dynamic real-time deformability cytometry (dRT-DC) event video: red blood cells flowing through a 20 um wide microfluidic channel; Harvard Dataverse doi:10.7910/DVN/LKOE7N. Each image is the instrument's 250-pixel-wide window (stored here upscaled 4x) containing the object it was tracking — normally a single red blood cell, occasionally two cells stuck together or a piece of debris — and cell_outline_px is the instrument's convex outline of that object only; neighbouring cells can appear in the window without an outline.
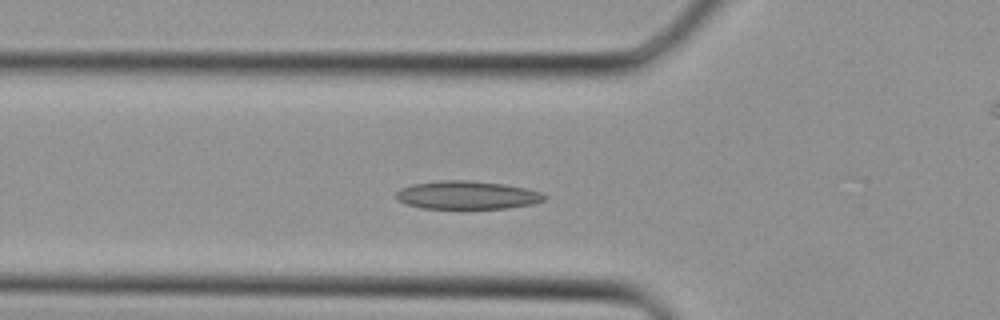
{"species": "Egyptian fruit bat (a non-hibernating species)", "species_latin": "Rousettus aegyptiacus", "temperature_condition": "cold", "stored_images_in_passage": 34, "camera_frame_rate_fps": 3000, "um_per_image_px": 0.085, "animal": {"sex": "female"}, "frame": {"image": 1, "passage_image": 9, "time_ms": 2.667, "image_size_px": [1000, 320], "cell_outline_px": [[548, 196], [544, 200], [532, 204], [508, 208], [424, 208], [408, 204], [396, 200], [396, 192], [400, 188], [412, 184], [440, 180], [472, 180], [504, 184], [524, 188], [540, 192]], "centroid_in_image_um": [39.69, 16.57], "position_along_channel_um": 86.1, "area_um2": 24.33}}
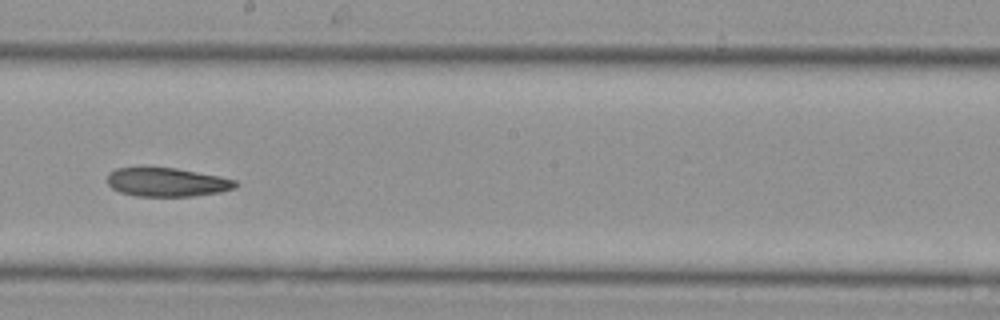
{"frame": {"image": 2, "passage_image": 17, "time_ms": 5.333, "image_size_px": [1000, 320], "cell_outline_px": [[236, 188], [220, 192], [192, 196], [136, 196], [120, 192], [112, 188], [108, 184], [108, 172], [116, 168], [176, 168], [220, 176], [236, 180]], "centroid_in_image_um": [14.19, 15.49], "position_along_channel_um": 234.0, "area_um2": 21.39}}
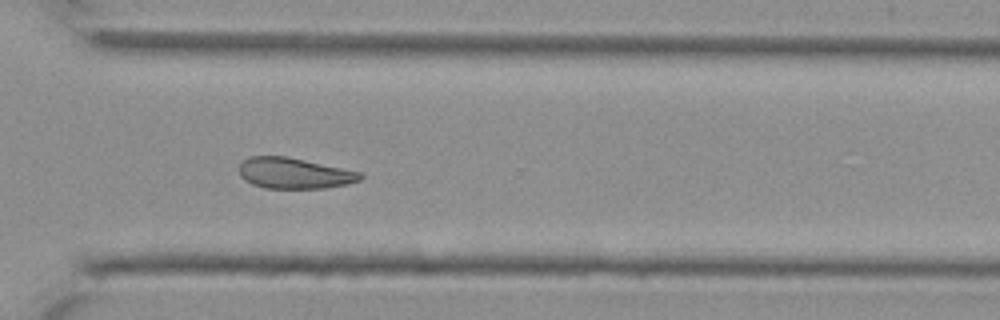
{"frame": {"image": 3, "passage_image": 23, "time_ms": 7.333, "image_size_px": [1000, 320], "cell_outline_px": [[364, 176], [360, 180], [348, 184], [324, 188], [264, 188], [252, 184], [244, 180], [240, 176], [240, 164], [248, 156], [284, 156], [304, 160], [360, 172]], "centroid_in_image_um": [24.99, 14.73], "position_along_channel_um": 345.6, "area_um2": 21.62}}